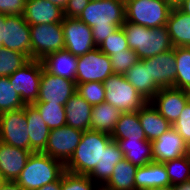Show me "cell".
<instances>
[{
	"mask_svg": "<svg viewBox=\"0 0 190 190\" xmlns=\"http://www.w3.org/2000/svg\"><path fill=\"white\" fill-rule=\"evenodd\" d=\"M121 112L113 105L103 102L92 107L90 130L111 135Z\"/></svg>",
	"mask_w": 190,
	"mask_h": 190,
	"instance_id": "29",
	"label": "cell"
},
{
	"mask_svg": "<svg viewBox=\"0 0 190 190\" xmlns=\"http://www.w3.org/2000/svg\"><path fill=\"white\" fill-rule=\"evenodd\" d=\"M31 153L29 150L13 147L0 141V173L6 182L17 179Z\"/></svg>",
	"mask_w": 190,
	"mask_h": 190,
	"instance_id": "18",
	"label": "cell"
},
{
	"mask_svg": "<svg viewBox=\"0 0 190 190\" xmlns=\"http://www.w3.org/2000/svg\"><path fill=\"white\" fill-rule=\"evenodd\" d=\"M30 25L23 15H6L2 25V46L26 54L31 59Z\"/></svg>",
	"mask_w": 190,
	"mask_h": 190,
	"instance_id": "12",
	"label": "cell"
},
{
	"mask_svg": "<svg viewBox=\"0 0 190 190\" xmlns=\"http://www.w3.org/2000/svg\"><path fill=\"white\" fill-rule=\"evenodd\" d=\"M171 185H177L190 180V160L188 156H181L164 162Z\"/></svg>",
	"mask_w": 190,
	"mask_h": 190,
	"instance_id": "36",
	"label": "cell"
},
{
	"mask_svg": "<svg viewBox=\"0 0 190 190\" xmlns=\"http://www.w3.org/2000/svg\"><path fill=\"white\" fill-rule=\"evenodd\" d=\"M31 59L41 61L47 55L64 49L62 22L30 26Z\"/></svg>",
	"mask_w": 190,
	"mask_h": 190,
	"instance_id": "7",
	"label": "cell"
},
{
	"mask_svg": "<svg viewBox=\"0 0 190 190\" xmlns=\"http://www.w3.org/2000/svg\"><path fill=\"white\" fill-rule=\"evenodd\" d=\"M138 93L150 102L161 89L150 77L148 58L140 59L124 75Z\"/></svg>",
	"mask_w": 190,
	"mask_h": 190,
	"instance_id": "20",
	"label": "cell"
},
{
	"mask_svg": "<svg viewBox=\"0 0 190 190\" xmlns=\"http://www.w3.org/2000/svg\"><path fill=\"white\" fill-rule=\"evenodd\" d=\"M37 190H61V177L57 181L44 185Z\"/></svg>",
	"mask_w": 190,
	"mask_h": 190,
	"instance_id": "45",
	"label": "cell"
},
{
	"mask_svg": "<svg viewBox=\"0 0 190 190\" xmlns=\"http://www.w3.org/2000/svg\"><path fill=\"white\" fill-rule=\"evenodd\" d=\"M111 138L112 140H147L138 111L121 113Z\"/></svg>",
	"mask_w": 190,
	"mask_h": 190,
	"instance_id": "30",
	"label": "cell"
},
{
	"mask_svg": "<svg viewBox=\"0 0 190 190\" xmlns=\"http://www.w3.org/2000/svg\"><path fill=\"white\" fill-rule=\"evenodd\" d=\"M138 117L146 139L151 142L158 139L163 133L172 127L151 102H147L138 111Z\"/></svg>",
	"mask_w": 190,
	"mask_h": 190,
	"instance_id": "26",
	"label": "cell"
},
{
	"mask_svg": "<svg viewBox=\"0 0 190 190\" xmlns=\"http://www.w3.org/2000/svg\"><path fill=\"white\" fill-rule=\"evenodd\" d=\"M150 77L160 87L176 88V60L174 48L148 58Z\"/></svg>",
	"mask_w": 190,
	"mask_h": 190,
	"instance_id": "17",
	"label": "cell"
},
{
	"mask_svg": "<svg viewBox=\"0 0 190 190\" xmlns=\"http://www.w3.org/2000/svg\"><path fill=\"white\" fill-rule=\"evenodd\" d=\"M48 1L53 3V4L60 6L62 9H64L68 0H48Z\"/></svg>",
	"mask_w": 190,
	"mask_h": 190,
	"instance_id": "49",
	"label": "cell"
},
{
	"mask_svg": "<svg viewBox=\"0 0 190 190\" xmlns=\"http://www.w3.org/2000/svg\"><path fill=\"white\" fill-rule=\"evenodd\" d=\"M187 156H188V159L190 160V143L187 144Z\"/></svg>",
	"mask_w": 190,
	"mask_h": 190,
	"instance_id": "53",
	"label": "cell"
},
{
	"mask_svg": "<svg viewBox=\"0 0 190 190\" xmlns=\"http://www.w3.org/2000/svg\"><path fill=\"white\" fill-rule=\"evenodd\" d=\"M175 190H190V180L175 185Z\"/></svg>",
	"mask_w": 190,
	"mask_h": 190,
	"instance_id": "47",
	"label": "cell"
},
{
	"mask_svg": "<svg viewBox=\"0 0 190 190\" xmlns=\"http://www.w3.org/2000/svg\"><path fill=\"white\" fill-rule=\"evenodd\" d=\"M0 190H24L15 181L5 182Z\"/></svg>",
	"mask_w": 190,
	"mask_h": 190,
	"instance_id": "46",
	"label": "cell"
},
{
	"mask_svg": "<svg viewBox=\"0 0 190 190\" xmlns=\"http://www.w3.org/2000/svg\"><path fill=\"white\" fill-rule=\"evenodd\" d=\"M39 96L36 102L54 103L65 105L77 92L75 81L51 75L44 67L42 69Z\"/></svg>",
	"mask_w": 190,
	"mask_h": 190,
	"instance_id": "13",
	"label": "cell"
},
{
	"mask_svg": "<svg viewBox=\"0 0 190 190\" xmlns=\"http://www.w3.org/2000/svg\"><path fill=\"white\" fill-rule=\"evenodd\" d=\"M150 102L173 125L182 113L188 99L184 89L166 87L161 88Z\"/></svg>",
	"mask_w": 190,
	"mask_h": 190,
	"instance_id": "15",
	"label": "cell"
},
{
	"mask_svg": "<svg viewBox=\"0 0 190 190\" xmlns=\"http://www.w3.org/2000/svg\"><path fill=\"white\" fill-rule=\"evenodd\" d=\"M64 48L79 57L96 48L91 28L77 18L64 17L62 21Z\"/></svg>",
	"mask_w": 190,
	"mask_h": 190,
	"instance_id": "14",
	"label": "cell"
},
{
	"mask_svg": "<svg viewBox=\"0 0 190 190\" xmlns=\"http://www.w3.org/2000/svg\"><path fill=\"white\" fill-rule=\"evenodd\" d=\"M174 6L172 0H125V21L150 29L162 27Z\"/></svg>",
	"mask_w": 190,
	"mask_h": 190,
	"instance_id": "5",
	"label": "cell"
},
{
	"mask_svg": "<svg viewBox=\"0 0 190 190\" xmlns=\"http://www.w3.org/2000/svg\"><path fill=\"white\" fill-rule=\"evenodd\" d=\"M170 179L164 163L151 162L146 166L138 167L135 175V189L149 190L169 186Z\"/></svg>",
	"mask_w": 190,
	"mask_h": 190,
	"instance_id": "24",
	"label": "cell"
},
{
	"mask_svg": "<svg viewBox=\"0 0 190 190\" xmlns=\"http://www.w3.org/2000/svg\"><path fill=\"white\" fill-rule=\"evenodd\" d=\"M176 60V88L185 89L190 85V47H174Z\"/></svg>",
	"mask_w": 190,
	"mask_h": 190,
	"instance_id": "33",
	"label": "cell"
},
{
	"mask_svg": "<svg viewBox=\"0 0 190 190\" xmlns=\"http://www.w3.org/2000/svg\"><path fill=\"white\" fill-rule=\"evenodd\" d=\"M23 17L30 26L59 23L63 21L64 12L60 6L48 0H26Z\"/></svg>",
	"mask_w": 190,
	"mask_h": 190,
	"instance_id": "19",
	"label": "cell"
},
{
	"mask_svg": "<svg viewBox=\"0 0 190 190\" xmlns=\"http://www.w3.org/2000/svg\"><path fill=\"white\" fill-rule=\"evenodd\" d=\"M33 105L37 108L50 130L66 125L65 105L45 102H35Z\"/></svg>",
	"mask_w": 190,
	"mask_h": 190,
	"instance_id": "32",
	"label": "cell"
},
{
	"mask_svg": "<svg viewBox=\"0 0 190 190\" xmlns=\"http://www.w3.org/2000/svg\"><path fill=\"white\" fill-rule=\"evenodd\" d=\"M111 141L109 134L93 130L84 131L79 145L65 164V171L88 175L101 161L103 150Z\"/></svg>",
	"mask_w": 190,
	"mask_h": 190,
	"instance_id": "3",
	"label": "cell"
},
{
	"mask_svg": "<svg viewBox=\"0 0 190 190\" xmlns=\"http://www.w3.org/2000/svg\"><path fill=\"white\" fill-rule=\"evenodd\" d=\"M29 60L24 53L0 47V77H9Z\"/></svg>",
	"mask_w": 190,
	"mask_h": 190,
	"instance_id": "34",
	"label": "cell"
},
{
	"mask_svg": "<svg viewBox=\"0 0 190 190\" xmlns=\"http://www.w3.org/2000/svg\"><path fill=\"white\" fill-rule=\"evenodd\" d=\"M129 49L135 51L139 59H147L174 48L165 26L147 28L125 21L121 26Z\"/></svg>",
	"mask_w": 190,
	"mask_h": 190,
	"instance_id": "2",
	"label": "cell"
},
{
	"mask_svg": "<svg viewBox=\"0 0 190 190\" xmlns=\"http://www.w3.org/2000/svg\"><path fill=\"white\" fill-rule=\"evenodd\" d=\"M77 19L91 28L94 43L98 47L124 24L125 1H90Z\"/></svg>",
	"mask_w": 190,
	"mask_h": 190,
	"instance_id": "1",
	"label": "cell"
},
{
	"mask_svg": "<svg viewBox=\"0 0 190 190\" xmlns=\"http://www.w3.org/2000/svg\"><path fill=\"white\" fill-rule=\"evenodd\" d=\"M124 154V159L142 167L153 162L152 142L148 140H114Z\"/></svg>",
	"mask_w": 190,
	"mask_h": 190,
	"instance_id": "28",
	"label": "cell"
},
{
	"mask_svg": "<svg viewBox=\"0 0 190 190\" xmlns=\"http://www.w3.org/2000/svg\"><path fill=\"white\" fill-rule=\"evenodd\" d=\"M113 73L125 75L127 71L140 59L135 51L131 49L110 55Z\"/></svg>",
	"mask_w": 190,
	"mask_h": 190,
	"instance_id": "40",
	"label": "cell"
},
{
	"mask_svg": "<svg viewBox=\"0 0 190 190\" xmlns=\"http://www.w3.org/2000/svg\"><path fill=\"white\" fill-rule=\"evenodd\" d=\"M137 166L123 159L114 166L109 180L102 186L105 190H136L135 175Z\"/></svg>",
	"mask_w": 190,
	"mask_h": 190,
	"instance_id": "31",
	"label": "cell"
},
{
	"mask_svg": "<svg viewBox=\"0 0 190 190\" xmlns=\"http://www.w3.org/2000/svg\"><path fill=\"white\" fill-rule=\"evenodd\" d=\"M113 74L111 60L98 47L79 56L77 60L76 84L104 82Z\"/></svg>",
	"mask_w": 190,
	"mask_h": 190,
	"instance_id": "9",
	"label": "cell"
},
{
	"mask_svg": "<svg viewBox=\"0 0 190 190\" xmlns=\"http://www.w3.org/2000/svg\"><path fill=\"white\" fill-rule=\"evenodd\" d=\"M166 27L174 47H190V16L174 6Z\"/></svg>",
	"mask_w": 190,
	"mask_h": 190,
	"instance_id": "27",
	"label": "cell"
},
{
	"mask_svg": "<svg viewBox=\"0 0 190 190\" xmlns=\"http://www.w3.org/2000/svg\"><path fill=\"white\" fill-rule=\"evenodd\" d=\"M42 69V61L30 59L8 77L24 104H33L37 101Z\"/></svg>",
	"mask_w": 190,
	"mask_h": 190,
	"instance_id": "8",
	"label": "cell"
},
{
	"mask_svg": "<svg viewBox=\"0 0 190 190\" xmlns=\"http://www.w3.org/2000/svg\"><path fill=\"white\" fill-rule=\"evenodd\" d=\"M77 93L90 105H98L105 102V87L102 82H87L76 84Z\"/></svg>",
	"mask_w": 190,
	"mask_h": 190,
	"instance_id": "38",
	"label": "cell"
},
{
	"mask_svg": "<svg viewBox=\"0 0 190 190\" xmlns=\"http://www.w3.org/2000/svg\"><path fill=\"white\" fill-rule=\"evenodd\" d=\"M65 172V165L43 152H32L26 166L15 182L24 190H37L57 181Z\"/></svg>",
	"mask_w": 190,
	"mask_h": 190,
	"instance_id": "4",
	"label": "cell"
},
{
	"mask_svg": "<svg viewBox=\"0 0 190 190\" xmlns=\"http://www.w3.org/2000/svg\"><path fill=\"white\" fill-rule=\"evenodd\" d=\"M6 181L4 180L2 174L0 173V187L5 183Z\"/></svg>",
	"mask_w": 190,
	"mask_h": 190,
	"instance_id": "52",
	"label": "cell"
},
{
	"mask_svg": "<svg viewBox=\"0 0 190 190\" xmlns=\"http://www.w3.org/2000/svg\"><path fill=\"white\" fill-rule=\"evenodd\" d=\"M89 2L90 0H68L63 9L64 17L78 18Z\"/></svg>",
	"mask_w": 190,
	"mask_h": 190,
	"instance_id": "43",
	"label": "cell"
},
{
	"mask_svg": "<svg viewBox=\"0 0 190 190\" xmlns=\"http://www.w3.org/2000/svg\"><path fill=\"white\" fill-rule=\"evenodd\" d=\"M77 60L78 57L64 48L47 55L41 61L44 69L51 75H57L76 82Z\"/></svg>",
	"mask_w": 190,
	"mask_h": 190,
	"instance_id": "22",
	"label": "cell"
},
{
	"mask_svg": "<svg viewBox=\"0 0 190 190\" xmlns=\"http://www.w3.org/2000/svg\"><path fill=\"white\" fill-rule=\"evenodd\" d=\"M87 175H78L65 171L61 176V190H99L100 186Z\"/></svg>",
	"mask_w": 190,
	"mask_h": 190,
	"instance_id": "37",
	"label": "cell"
},
{
	"mask_svg": "<svg viewBox=\"0 0 190 190\" xmlns=\"http://www.w3.org/2000/svg\"><path fill=\"white\" fill-rule=\"evenodd\" d=\"M82 134V130L67 125L51 129L43 153L65 165L79 145Z\"/></svg>",
	"mask_w": 190,
	"mask_h": 190,
	"instance_id": "11",
	"label": "cell"
},
{
	"mask_svg": "<svg viewBox=\"0 0 190 190\" xmlns=\"http://www.w3.org/2000/svg\"><path fill=\"white\" fill-rule=\"evenodd\" d=\"M175 6L180 11L190 16V0H177Z\"/></svg>",
	"mask_w": 190,
	"mask_h": 190,
	"instance_id": "44",
	"label": "cell"
},
{
	"mask_svg": "<svg viewBox=\"0 0 190 190\" xmlns=\"http://www.w3.org/2000/svg\"><path fill=\"white\" fill-rule=\"evenodd\" d=\"M25 106L0 114V141L30 151Z\"/></svg>",
	"mask_w": 190,
	"mask_h": 190,
	"instance_id": "10",
	"label": "cell"
},
{
	"mask_svg": "<svg viewBox=\"0 0 190 190\" xmlns=\"http://www.w3.org/2000/svg\"><path fill=\"white\" fill-rule=\"evenodd\" d=\"M26 0H0V14L22 16Z\"/></svg>",
	"mask_w": 190,
	"mask_h": 190,
	"instance_id": "42",
	"label": "cell"
},
{
	"mask_svg": "<svg viewBox=\"0 0 190 190\" xmlns=\"http://www.w3.org/2000/svg\"><path fill=\"white\" fill-rule=\"evenodd\" d=\"M172 127L187 144L190 143V102L184 106L182 113Z\"/></svg>",
	"mask_w": 190,
	"mask_h": 190,
	"instance_id": "41",
	"label": "cell"
},
{
	"mask_svg": "<svg viewBox=\"0 0 190 190\" xmlns=\"http://www.w3.org/2000/svg\"><path fill=\"white\" fill-rule=\"evenodd\" d=\"M185 155H187V143L173 127L152 141L154 162L164 163Z\"/></svg>",
	"mask_w": 190,
	"mask_h": 190,
	"instance_id": "16",
	"label": "cell"
},
{
	"mask_svg": "<svg viewBox=\"0 0 190 190\" xmlns=\"http://www.w3.org/2000/svg\"><path fill=\"white\" fill-rule=\"evenodd\" d=\"M123 159L124 154L120 150L119 145L112 140L103 150L101 161L87 176L96 182L97 185L99 182V186L102 187L112 175L114 166Z\"/></svg>",
	"mask_w": 190,
	"mask_h": 190,
	"instance_id": "25",
	"label": "cell"
},
{
	"mask_svg": "<svg viewBox=\"0 0 190 190\" xmlns=\"http://www.w3.org/2000/svg\"><path fill=\"white\" fill-rule=\"evenodd\" d=\"M184 90H185L188 102H190V85L187 88H185Z\"/></svg>",
	"mask_w": 190,
	"mask_h": 190,
	"instance_id": "51",
	"label": "cell"
},
{
	"mask_svg": "<svg viewBox=\"0 0 190 190\" xmlns=\"http://www.w3.org/2000/svg\"><path fill=\"white\" fill-rule=\"evenodd\" d=\"M98 48L108 56L129 49L122 27H119L113 34L109 35Z\"/></svg>",
	"mask_w": 190,
	"mask_h": 190,
	"instance_id": "39",
	"label": "cell"
},
{
	"mask_svg": "<svg viewBox=\"0 0 190 190\" xmlns=\"http://www.w3.org/2000/svg\"><path fill=\"white\" fill-rule=\"evenodd\" d=\"M103 84L105 102L115 106L121 113L139 111L148 102L124 75L113 73Z\"/></svg>",
	"mask_w": 190,
	"mask_h": 190,
	"instance_id": "6",
	"label": "cell"
},
{
	"mask_svg": "<svg viewBox=\"0 0 190 190\" xmlns=\"http://www.w3.org/2000/svg\"><path fill=\"white\" fill-rule=\"evenodd\" d=\"M25 104L16 93L8 77H0V114L17 110Z\"/></svg>",
	"mask_w": 190,
	"mask_h": 190,
	"instance_id": "35",
	"label": "cell"
},
{
	"mask_svg": "<svg viewBox=\"0 0 190 190\" xmlns=\"http://www.w3.org/2000/svg\"><path fill=\"white\" fill-rule=\"evenodd\" d=\"M149 190H175V185H169V186H164V187H159V188H152Z\"/></svg>",
	"mask_w": 190,
	"mask_h": 190,
	"instance_id": "50",
	"label": "cell"
},
{
	"mask_svg": "<svg viewBox=\"0 0 190 190\" xmlns=\"http://www.w3.org/2000/svg\"><path fill=\"white\" fill-rule=\"evenodd\" d=\"M25 115L28 122L30 152H43L47 146L50 128L33 104H25Z\"/></svg>",
	"mask_w": 190,
	"mask_h": 190,
	"instance_id": "21",
	"label": "cell"
},
{
	"mask_svg": "<svg viewBox=\"0 0 190 190\" xmlns=\"http://www.w3.org/2000/svg\"><path fill=\"white\" fill-rule=\"evenodd\" d=\"M6 15L0 14V47L2 46V25L5 23Z\"/></svg>",
	"mask_w": 190,
	"mask_h": 190,
	"instance_id": "48",
	"label": "cell"
},
{
	"mask_svg": "<svg viewBox=\"0 0 190 190\" xmlns=\"http://www.w3.org/2000/svg\"><path fill=\"white\" fill-rule=\"evenodd\" d=\"M92 107L76 92L65 104L66 125L83 132L90 130Z\"/></svg>",
	"mask_w": 190,
	"mask_h": 190,
	"instance_id": "23",
	"label": "cell"
}]
</instances>
